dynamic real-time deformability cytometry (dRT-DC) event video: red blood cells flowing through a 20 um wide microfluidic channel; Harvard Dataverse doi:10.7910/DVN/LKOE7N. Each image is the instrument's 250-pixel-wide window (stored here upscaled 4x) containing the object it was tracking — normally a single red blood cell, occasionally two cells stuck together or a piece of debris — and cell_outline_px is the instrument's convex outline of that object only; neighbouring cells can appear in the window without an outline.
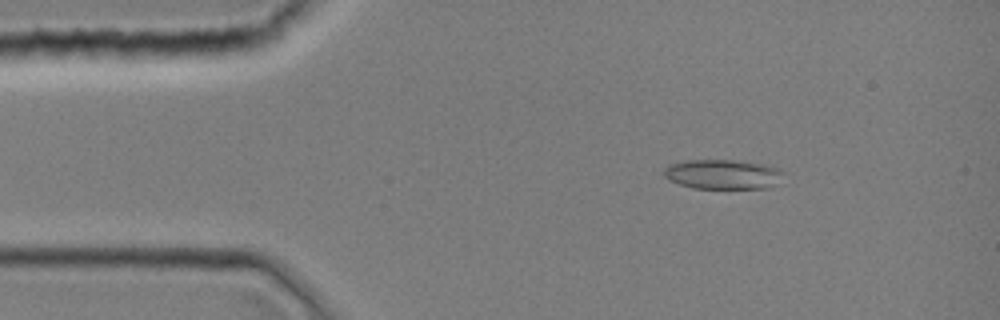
{"species": "common noctule bat (a hibernating species)", "species_latin": "Nyctalus noctula", "temperature_condition": "room temperature", "stored_images_in_passage": 43, "camera_frame_rate_fps": 3000, "um_per_image_px": 0.085, "animal": {"sex": "female", "body_mass_g": 19.0, "forearm_length_mm": 51.5}, "frame": {"image": 1, "passage_image": 6, "time_ms": 1.667, "image_size_px": [1000, 320], "cell_outline_px": [[784, 172], [768, 188], [692, 188], [668, 180], [664, 176], [664, 168], [668, 164], [684, 160], [732, 160], [772, 164], [780, 168]], "centroid_in_image_um": [61.4, 14.79], "position_along_channel_um": 23.6, "area_um2": 20.75}}
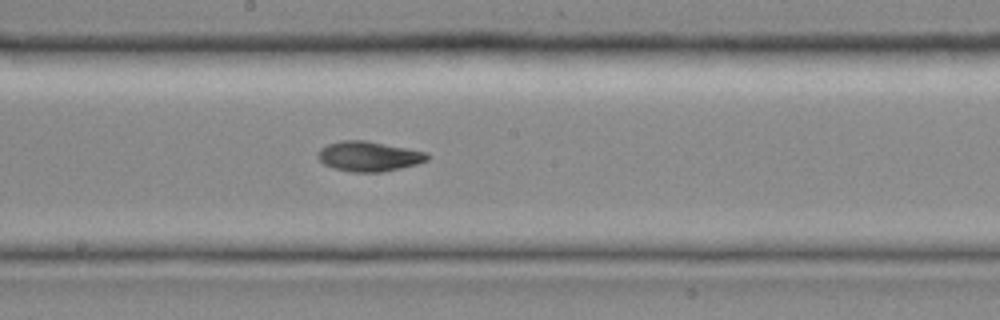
{"frame": {"image": 2, "passage_image": 23, "time_ms": 7.333, "image_size_px": [1000, 320], "cell_outline_px": [[428, 160], [416, 164], [400, 168], [380, 172], [352, 172], [332, 168], [324, 164], [316, 156], [316, 152], [320, 148], [328, 144], [340, 140], [364, 140], [408, 148], [428, 152]], "centroid_in_image_um": [31.31, 13.28], "position_along_channel_um": 216.9, "area_um2": 19.19}}
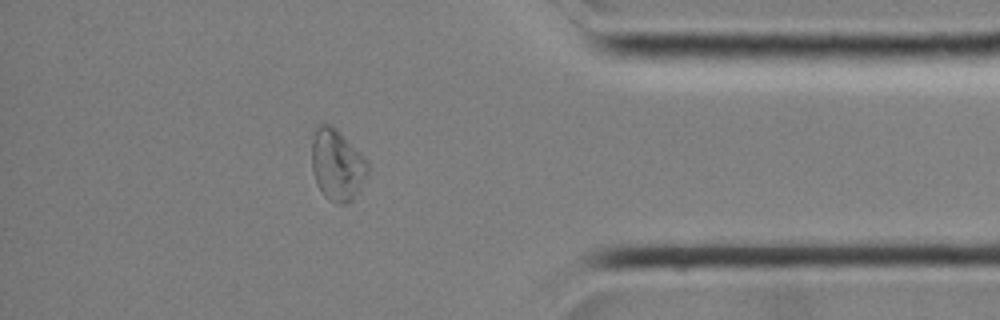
{"frame": {"image": 3, "passage_image": 37, "time_ms": 12.0, "image_size_px": [1000, 320], "cell_outline_px": [[368, 172], [360, 188], [352, 200], [348, 204], [336, 204], [328, 200], [324, 196], [316, 180], [312, 168], [312, 140], [316, 124], [332, 124], [368, 160]], "centroid_in_image_um": [28.65, 14.0], "position_along_channel_um": 406.5, "area_um2": 23.35}}